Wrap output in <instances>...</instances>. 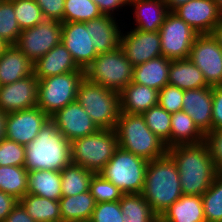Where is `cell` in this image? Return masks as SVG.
Wrapping results in <instances>:
<instances>
[{
  "label": "cell",
  "instance_id": "d6a6232c",
  "mask_svg": "<svg viewBox=\"0 0 222 222\" xmlns=\"http://www.w3.org/2000/svg\"><path fill=\"white\" fill-rule=\"evenodd\" d=\"M28 171L24 166H0V190L18 201L27 194Z\"/></svg>",
  "mask_w": 222,
  "mask_h": 222
},
{
  "label": "cell",
  "instance_id": "e0dca14e",
  "mask_svg": "<svg viewBox=\"0 0 222 222\" xmlns=\"http://www.w3.org/2000/svg\"><path fill=\"white\" fill-rule=\"evenodd\" d=\"M50 119L70 142L99 130L98 126L77 101L60 109Z\"/></svg>",
  "mask_w": 222,
  "mask_h": 222
},
{
  "label": "cell",
  "instance_id": "9c48e42d",
  "mask_svg": "<svg viewBox=\"0 0 222 222\" xmlns=\"http://www.w3.org/2000/svg\"><path fill=\"white\" fill-rule=\"evenodd\" d=\"M84 71H72L38 80L37 107L49 117L66 105L75 102Z\"/></svg>",
  "mask_w": 222,
  "mask_h": 222
},
{
  "label": "cell",
  "instance_id": "83f0119b",
  "mask_svg": "<svg viewBox=\"0 0 222 222\" xmlns=\"http://www.w3.org/2000/svg\"><path fill=\"white\" fill-rule=\"evenodd\" d=\"M168 84L181 90L197 89L209 86L198 67L189 58L171 60Z\"/></svg>",
  "mask_w": 222,
  "mask_h": 222
},
{
  "label": "cell",
  "instance_id": "f35d334b",
  "mask_svg": "<svg viewBox=\"0 0 222 222\" xmlns=\"http://www.w3.org/2000/svg\"><path fill=\"white\" fill-rule=\"evenodd\" d=\"M18 25L22 30L36 26L44 20L35 0H12Z\"/></svg>",
  "mask_w": 222,
  "mask_h": 222
},
{
  "label": "cell",
  "instance_id": "7bdbcfd3",
  "mask_svg": "<svg viewBox=\"0 0 222 222\" xmlns=\"http://www.w3.org/2000/svg\"><path fill=\"white\" fill-rule=\"evenodd\" d=\"M184 90L173 86L165 85L158 94V105L169 113L182 111Z\"/></svg>",
  "mask_w": 222,
  "mask_h": 222
},
{
  "label": "cell",
  "instance_id": "b9f144b4",
  "mask_svg": "<svg viewBox=\"0 0 222 222\" xmlns=\"http://www.w3.org/2000/svg\"><path fill=\"white\" fill-rule=\"evenodd\" d=\"M89 222H126L119 201L101 202L95 205Z\"/></svg>",
  "mask_w": 222,
  "mask_h": 222
},
{
  "label": "cell",
  "instance_id": "836d02e7",
  "mask_svg": "<svg viewBox=\"0 0 222 222\" xmlns=\"http://www.w3.org/2000/svg\"><path fill=\"white\" fill-rule=\"evenodd\" d=\"M119 203L127 222H144L155 214L142 193L123 194Z\"/></svg>",
  "mask_w": 222,
  "mask_h": 222
},
{
  "label": "cell",
  "instance_id": "d6986e66",
  "mask_svg": "<svg viewBox=\"0 0 222 222\" xmlns=\"http://www.w3.org/2000/svg\"><path fill=\"white\" fill-rule=\"evenodd\" d=\"M212 86L184 90L182 111L204 133L212 130Z\"/></svg>",
  "mask_w": 222,
  "mask_h": 222
},
{
  "label": "cell",
  "instance_id": "db71d44e",
  "mask_svg": "<svg viewBox=\"0 0 222 222\" xmlns=\"http://www.w3.org/2000/svg\"><path fill=\"white\" fill-rule=\"evenodd\" d=\"M144 222H161V216L154 214L149 220L144 221Z\"/></svg>",
  "mask_w": 222,
  "mask_h": 222
},
{
  "label": "cell",
  "instance_id": "7a4b0ae2",
  "mask_svg": "<svg viewBox=\"0 0 222 222\" xmlns=\"http://www.w3.org/2000/svg\"><path fill=\"white\" fill-rule=\"evenodd\" d=\"M71 142L66 139L49 118L38 135L25 145L27 171H61L71 163Z\"/></svg>",
  "mask_w": 222,
  "mask_h": 222
},
{
  "label": "cell",
  "instance_id": "c3c4849f",
  "mask_svg": "<svg viewBox=\"0 0 222 222\" xmlns=\"http://www.w3.org/2000/svg\"><path fill=\"white\" fill-rule=\"evenodd\" d=\"M19 201L0 190V222H3Z\"/></svg>",
  "mask_w": 222,
  "mask_h": 222
},
{
  "label": "cell",
  "instance_id": "ee69618b",
  "mask_svg": "<svg viewBox=\"0 0 222 222\" xmlns=\"http://www.w3.org/2000/svg\"><path fill=\"white\" fill-rule=\"evenodd\" d=\"M204 142L219 173H222V128L205 134Z\"/></svg>",
  "mask_w": 222,
  "mask_h": 222
},
{
  "label": "cell",
  "instance_id": "ffe728a7",
  "mask_svg": "<svg viewBox=\"0 0 222 222\" xmlns=\"http://www.w3.org/2000/svg\"><path fill=\"white\" fill-rule=\"evenodd\" d=\"M72 71L84 70L77 66L62 42L37 60L33 67V73L38 80Z\"/></svg>",
  "mask_w": 222,
  "mask_h": 222
},
{
  "label": "cell",
  "instance_id": "3957f363",
  "mask_svg": "<svg viewBox=\"0 0 222 222\" xmlns=\"http://www.w3.org/2000/svg\"><path fill=\"white\" fill-rule=\"evenodd\" d=\"M142 195L160 216L183 195L177 166L168 153L149 161Z\"/></svg>",
  "mask_w": 222,
  "mask_h": 222
},
{
  "label": "cell",
  "instance_id": "e575fe53",
  "mask_svg": "<svg viewBox=\"0 0 222 222\" xmlns=\"http://www.w3.org/2000/svg\"><path fill=\"white\" fill-rule=\"evenodd\" d=\"M142 116L148 128L170 148L172 114L156 105L145 111Z\"/></svg>",
  "mask_w": 222,
  "mask_h": 222
},
{
  "label": "cell",
  "instance_id": "f907efd6",
  "mask_svg": "<svg viewBox=\"0 0 222 222\" xmlns=\"http://www.w3.org/2000/svg\"><path fill=\"white\" fill-rule=\"evenodd\" d=\"M7 112H4L0 109V141L6 138V121H7Z\"/></svg>",
  "mask_w": 222,
  "mask_h": 222
},
{
  "label": "cell",
  "instance_id": "d590c367",
  "mask_svg": "<svg viewBox=\"0 0 222 222\" xmlns=\"http://www.w3.org/2000/svg\"><path fill=\"white\" fill-rule=\"evenodd\" d=\"M202 203L206 222H222V173L215 177L203 193Z\"/></svg>",
  "mask_w": 222,
  "mask_h": 222
},
{
  "label": "cell",
  "instance_id": "6da1fadb",
  "mask_svg": "<svg viewBox=\"0 0 222 222\" xmlns=\"http://www.w3.org/2000/svg\"><path fill=\"white\" fill-rule=\"evenodd\" d=\"M167 153L177 166L183 195L202 196L219 174L204 141L172 146Z\"/></svg>",
  "mask_w": 222,
  "mask_h": 222
},
{
  "label": "cell",
  "instance_id": "d4e9b609",
  "mask_svg": "<svg viewBox=\"0 0 222 222\" xmlns=\"http://www.w3.org/2000/svg\"><path fill=\"white\" fill-rule=\"evenodd\" d=\"M171 60L164 56L134 66L132 82L160 91L168 84Z\"/></svg>",
  "mask_w": 222,
  "mask_h": 222
},
{
  "label": "cell",
  "instance_id": "f546056e",
  "mask_svg": "<svg viewBox=\"0 0 222 222\" xmlns=\"http://www.w3.org/2000/svg\"><path fill=\"white\" fill-rule=\"evenodd\" d=\"M205 134L184 111L172 113L170 147L196 144L204 141Z\"/></svg>",
  "mask_w": 222,
  "mask_h": 222
},
{
  "label": "cell",
  "instance_id": "f6af8a7d",
  "mask_svg": "<svg viewBox=\"0 0 222 222\" xmlns=\"http://www.w3.org/2000/svg\"><path fill=\"white\" fill-rule=\"evenodd\" d=\"M44 19H56L63 23L65 0H35Z\"/></svg>",
  "mask_w": 222,
  "mask_h": 222
},
{
  "label": "cell",
  "instance_id": "cb8c5ba5",
  "mask_svg": "<svg viewBox=\"0 0 222 222\" xmlns=\"http://www.w3.org/2000/svg\"><path fill=\"white\" fill-rule=\"evenodd\" d=\"M34 63L16 46L8 45L0 56V86L33 74Z\"/></svg>",
  "mask_w": 222,
  "mask_h": 222
},
{
  "label": "cell",
  "instance_id": "8fae6325",
  "mask_svg": "<svg viewBox=\"0 0 222 222\" xmlns=\"http://www.w3.org/2000/svg\"><path fill=\"white\" fill-rule=\"evenodd\" d=\"M62 22L44 19L41 23L22 30L16 46L33 63L61 42Z\"/></svg>",
  "mask_w": 222,
  "mask_h": 222
},
{
  "label": "cell",
  "instance_id": "7c38bea8",
  "mask_svg": "<svg viewBox=\"0 0 222 222\" xmlns=\"http://www.w3.org/2000/svg\"><path fill=\"white\" fill-rule=\"evenodd\" d=\"M188 58L203 73L209 86L222 85V47L212 34H198Z\"/></svg>",
  "mask_w": 222,
  "mask_h": 222
},
{
  "label": "cell",
  "instance_id": "4fadbf2b",
  "mask_svg": "<svg viewBox=\"0 0 222 222\" xmlns=\"http://www.w3.org/2000/svg\"><path fill=\"white\" fill-rule=\"evenodd\" d=\"M123 32L120 47L133 67L162 55L159 31H142L133 26Z\"/></svg>",
  "mask_w": 222,
  "mask_h": 222
},
{
  "label": "cell",
  "instance_id": "ab89813d",
  "mask_svg": "<svg viewBox=\"0 0 222 222\" xmlns=\"http://www.w3.org/2000/svg\"><path fill=\"white\" fill-rule=\"evenodd\" d=\"M89 191L94 197L96 204L119 201L124 194L118 187L104 179L99 173L92 176Z\"/></svg>",
  "mask_w": 222,
  "mask_h": 222
},
{
  "label": "cell",
  "instance_id": "11a10c76",
  "mask_svg": "<svg viewBox=\"0 0 222 222\" xmlns=\"http://www.w3.org/2000/svg\"><path fill=\"white\" fill-rule=\"evenodd\" d=\"M8 46L7 43H5L2 39H0V56L3 54V51L6 49Z\"/></svg>",
  "mask_w": 222,
  "mask_h": 222
},
{
  "label": "cell",
  "instance_id": "8992f818",
  "mask_svg": "<svg viewBox=\"0 0 222 222\" xmlns=\"http://www.w3.org/2000/svg\"><path fill=\"white\" fill-rule=\"evenodd\" d=\"M118 148L115 129H99L71 142V161L98 174Z\"/></svg>",
  "mask_w": 222,
  "mask_h": 222
},
{
  "label": "cell",
  "instance_id": "5bb4252c",
  "mask_svg": "<svg viewBox=\"0 0 222 222\" xmlns=\"http://www.w3.org/2000/svg\"><path fill=\"white\" fill-rule=\"evenodd\" d=\"M61 42L77 66L84 71L98 56L91 44V25L86 22H63Z\"/></svg>",
  "mask_w": 222,
  "mask_h": 222
},
{
  "label": "cell",
  "instance_id": "4316f807",
  "mask_svg": "<svg viewBox=\"0 0 222 222\" xmlns=\"http://www.w3.org/2000/svg\"><path fill=\"white\" fill-rule=\"evenodd\" d=\"M96 202L90 191L59 200L62 222H89Z\"/></svg>",
  "mask_w": 222,
  "mask_h": 222
},
{
  "label": "cell",
  "instance_id": "277c9868",
  "mask_svg": "<svg viewBox=\"0 0 222 222\" xmlns=\"http://www.w3.org/2000/svg\"><path fill=\"white\" fill-rule=\"evenodd\" d=\"M115 131L119 148L147 161L161 157L168 151L165 143L148 128L142 115L121 112Z\"/></svg>",
  "mask_w": 222,
  "mask_h": 222
},
{
  "label": "cell",
  "instance_id": "816d5d0a",
  "mask_svg": "<svg viewBox=\"0 0 222 222\" xmlns=\"http://www.w3.org/2000/svg\"><path fill=\"white\" fill-rule=\"evenodd\" d=\"M191 0H164L168 11L174 12L178 7L188 3Z\"/></svg>",
  "mask_w": 222,
  "mask_h": 222
},
{
  "label": "cell",
  "instance_id": "52a82bcc",
  "mask_svg": "<svg viewBox=\"0 0 222 222\" xmlns=\"http://www.w3.org/2000/svg\"><path fill=\"white\" fill-rule=\"evenodd\" d=\"M133 66L122 48L98 54L85 69L84 76L94 84L120 92L133 79Z\"/></svg>",
  "mask_w": 222,
  "mask_h": 222
},
{
  "label": "cell",
  "instance_id": "60d3db41",
  "mask_svg": "<svg viewBox=\"0 0 222 222\" xmlns=\"http://www.w3.org/2000/svg\"><path fill=\"white\" fill-rule=\"evenodd\" d=\"M25 146L5 138L0 141V166H24Z\"/></svg>",
  "mask_w": 222,
  "mask_h": 222
},
{
  "label": "cell",
  "instance_id": "f5cc1de1",
  "mask_svg": "<svg viewBox=\"0 0 222 222\" xmlns=\"http://www.w3.org/2000/svg\"><path fill=\"white\" fill-rule=\"evenodd\" d=\"M217 43L222 47V18L211 32Z\"/></svg>",
  "mask_w": 222,
  "mask_h": 222
},
{
  "label": "cell",
  "instance_id": "2e32d148",
  "mask_svg": "<svg viewBox=\"0 0 222 222\" xmlns=\"http://www.w3.org/2000/svg\"><path fill=\"white\" fill-rule=\"evenodd\" d=\"M38 79L29 75L11 84L0 86V109L11 113L37 107Z\"/></svg>",
  "mask_w": 222,
  "mask_h": 222
},
{
  "label": "cell",
  "instance_id": "bcb514c9",
  "mask_svg": "<svg viewBox=\"0 0 222 222\" xmlns=\"http://www.w3.org/2000/svg\"><path fill=\"white\" fill-rule=\"evenodd\" d=\"M212 130L222 128V85L212 87Z\"/></svg>",
  "mask_w": 222,
  "mask_h": 222
},
{
  "label": "cell",
  "instance_id": "7402d4cb",
  "mask_svg": "<svg viewBox=\"0 0 222 222\" xmlns=\"http://www.w3.org/2000/svg\"><path fill=\"white\" fill-rule=\"evenodd\" d=\"M132 7L135 29L142 31H159L168 14L164 0H129Z\"/></svg>",
  "mask_w": 222,
  "mask_h": 222
},
{
  "label": "cell",
  "instance_id": "ba28073f",
  "mask_svg": "<svg viewBox=\"0 0 222 222\" xmlns=\"http://www.w3.org/2000/svg\"><path fill=\"white\" fill-rule=\"evenodd\" d=\"M149 161L118 148L99 174L124 194L142 193Z\"/></svg>",
  "mask_w": 222,
  "mask_h": 222
},
{
  "label": "cell",
  "instance_id": "8d00e7d4",
  "mask_svg": "<svg viewBox=\"0 0 222 222\" xmlns=\"http://www.w3.org/2000/svg\"><path fill=\"white\" fill-rule=\"evenodd\" d=\"M103 15L92 0H65L63 22H88Z\"/></svg>",
  "mask_w": 222,
  "mask_h": 222
},
{
  "label": "cell",
  "instance_id": "30bf717a",
  "mask_svg": "<svg viewBox=\"0 0 222 222\" xmlns=\"http://www.w3.org/2000/svg\"><path fill=\"white\" fill-rule=\"evenodd\" d=\"M162 56L186 59L198 33L174 12L169 11L159 29Z\"/></svg>",
  "mask_w": 222,
  "mask_h": 222
},
{
  "label": "cell",
  "instance_id": "484cf974",
  "mask_svg": "<svg viewBox=\"0 0 222 222\" xmlns=\"http://www.w3.org/2000/svg\"><path fill=\"white\" fill-rule=\"evenodd\" d=\"M161 222H206L202 196L182 195L163 212Z\"/></svg>",
  "mask_w": 222,
  "mask_h": 222
},
{
  "label": "cell",
  "instance_id": "ac0fdd59",
  "mask_svg": "<svg viewBox=\"0 0 222 222\" xmlns=\"http://www.w3.org/2000/svg\"><path fill=\"white\" fill-rule=\"evenodd\" d=\"M174 13L198 34H211L222 18V13L214 0H191L178 7Z\"/></svg>",
  "mask_w": 222,
  "mask_h": 222
},
{
  "label": "cell",
  "instance_id": "9f6ffc18",
  "mask_svg": "<svg viewBox=\"0 0 222 222\" xmlns=\"http://www.w3.org/2000/svg\"><path fill=\"white\" fill-rule=\"evenodd\" d=\"M214 1L216 2L218 9L222 13V0H214Z\"/></svg>",
  "mask_w": 222,
  "mask_h": 222
},
{
  "label": "cell",
  "instance_id": "4dcf8cb0",
  "mask_svg": "<svg viewBox=\"0 0 222 222\" xmlns=\"http://www.w3.org/2000/svg\"><path fill=\"white\" fill-rule=\"evenodd\" d=\"M19 202L35 222H62L59 201L27 193Z\"/></svg>",
  "mask_w": 222,
  "mask_h": 222
},
{
  "label": "cell",
  "instance_id": "603a6c76",
  "mask_svg": "<svg viewBox=\"0 0 222 222\" xmlns=\"http://www.w3.org/2000/svg\"><path fill=\"white\" fill-rule=\"evenodd\" d=\"M158 94L156 89L130 82L119 92L120 110L123 113L142 115L158 105Z\"/></svg>",
  "mask_w": 222,
  "mask_h": 222
},
{
  "label": "cell",
  "instance_id": "681fc988",
  "mask_svg": "<svg viewBox=\"0 0 222 222\" xmlns=\"http://www.w3.org/2000/svg\"><path fill=\"white\" fill-rule=\"evenodd\" d=\"M3 222H35L23 205L18 202Z\"/></svg>",
  "mask_w": 222,
  "mask_h": 222
},
{
  "label": "cell",
  "instance_id": "44dd1931",
  "mask_svg": "<svg viewBox=\"0 0 222 222\" xmlns=\"http://www.w3.org/2000/svg\"><path fill=\"white\" fill-rule=\"evenodd\" d=\"M116 17L101 15L96 19L86 22L91 25V44L94 45L96 53L102 54L112 51L120 46L121 31Z\"/></svg>",
  "mask_w": 222,
  "mask_h": 222
},
{
  "label": "cell",
  "instance_id": "9a60e30c",
  "mask_svg": "<svg viewBox=\"0 0 222 222\" xmlns=\"http://www.w3.org/2000/svg\"><path fill=\"white\" fill-rule=\"evenodd\" d=\"M49 118L39 107L8 113L6 138L25 146L38 135Z\"/></svg>",
  "mask_w": 222,
  "mask_h": 222
},
{
  "label": "cell",
  "instance_id": "5b68a950",
  "mask_svg": "<svg viewBox=\"0 0 222 222\" xmlns=\"http://www.w3.org/2000/svg\"><path fill=\"white\" fill-rule=\"evenodd\" d=\"M76 101L99 129H115L121 113L118 92L94 84L84 77L78 86Z\"/></svg>",
  "mask_w": 222,
  "mask_h": 222
},
{
  "label": "cell",
  "instance_id": "1f68e13d",
  "mask_svg": "<svg viewBox=\"0 0 222 222\" xmlns=\"http://www.w3.org/2000/svg\"><path fill=\"white\" fill-rule=\"evenodd\" d=\"M94 174L71 162L61 170L62 196H74L89 191L90 181Z\"/></svg>",
  "mask_w": 222,
  "mask_h": 222
},
{
  "label": "cell",
  "instance_id": "7dc6e473",
  "mask_svg": "<svg viewBox=\"0 0 222 222\" xmlns=\"http://www.w3.org/2000/svg\"><path fill=\"white\" fill-rule=\"evenodd\" d=\"M95 4H97L100 12L103 15L115 16L116 12L120 9H123L128 6L129 0H92ZM123 7V8H122ZM115 10V11H114Z\"/></svg>",
  "mask_w": 222,
  "mask_h": 222
},
{
  "label": "cell",
  "instance_id": "74e56055",
  "mask_svg": "<svg viewBox=\"0 0 222 222\" xmlns=\"http://www.w3.org/2000/svg\"><path fill=\"white\" fill-rule=\"evenodd\" d=\"M21 29L18 25L12 0L0 1V39L8 45H15Z\"/></svg>",
  "mask_w": 222,
  "mask_h": 222
},
{
  "label": "cell",
  "instance_id": "f1b7e54d",
  "mask_svg": "<svg viewBox=\"0 0 222 222\" xmlns=\"http://www.w3.org/2000/svg\"><path fill=\"white\" fill-rule=\"evenodd\" d=\"M27 193L59 201L62 197L61 171H29Z\"/></svg>",
  "mask_w": 222,
  "mask_h": 222
}]
</instances>
